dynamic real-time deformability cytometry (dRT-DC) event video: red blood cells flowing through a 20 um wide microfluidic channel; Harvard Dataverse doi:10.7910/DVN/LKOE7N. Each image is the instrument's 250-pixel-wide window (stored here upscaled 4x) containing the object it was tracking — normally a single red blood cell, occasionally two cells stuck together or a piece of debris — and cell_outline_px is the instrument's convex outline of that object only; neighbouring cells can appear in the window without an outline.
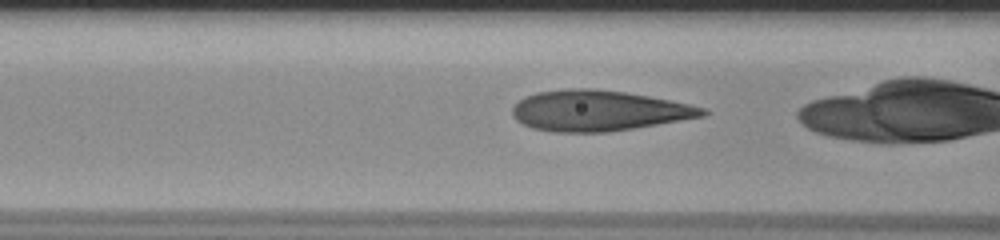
{"species": "human", "species_latin": "Homo sapiens", "temperature_condition": "room temperature", "stored_images_in_passage": 42, "camera_frame_rate_fps": 3000, "um_per_image_px": 0.085, "donor": {"sex": "male"}, "frame": {"image": 1, "passage_image": 21, "time_ms": 6.667, "image_size_px": [1000, 240], "cell_outline_px": [[708, 112], [700, 116], [632, 128], [604, 132], [556, 132], [536, 128], [524, 124], [516, 120], [512, 112], [512, 108], [520, 100], [536, 92], [568, 88], [592, 88], [624, 92], [648, 96], [688, 104], [704, 108]], "centroid_in_image_um": [50.81, 9.39], "position_along_channel_um": 115.8, "area_um2": 44.1}}
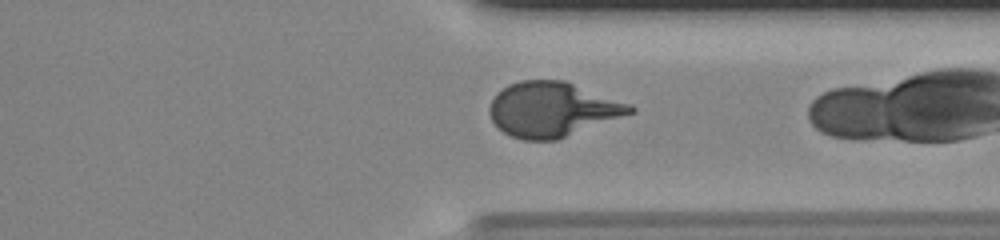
{"frame": {"image": 2, "passage_image": 41, "time_ms": 13.333, "image_size_px": [1000, 240], "cell_outline_px": [[636, 108], [632, 112], [556, 140], [524, 140], [512, 136], [504, 132], [492, 120], [488, 112], [488, 108], [496, 92], [508, 84], [520, 80], [564, 80], [628, 104]], "centroid_in_image_um": [46.86, 9.29], "position_along_channel_um": 364.5, "area_um2": 44.1}}